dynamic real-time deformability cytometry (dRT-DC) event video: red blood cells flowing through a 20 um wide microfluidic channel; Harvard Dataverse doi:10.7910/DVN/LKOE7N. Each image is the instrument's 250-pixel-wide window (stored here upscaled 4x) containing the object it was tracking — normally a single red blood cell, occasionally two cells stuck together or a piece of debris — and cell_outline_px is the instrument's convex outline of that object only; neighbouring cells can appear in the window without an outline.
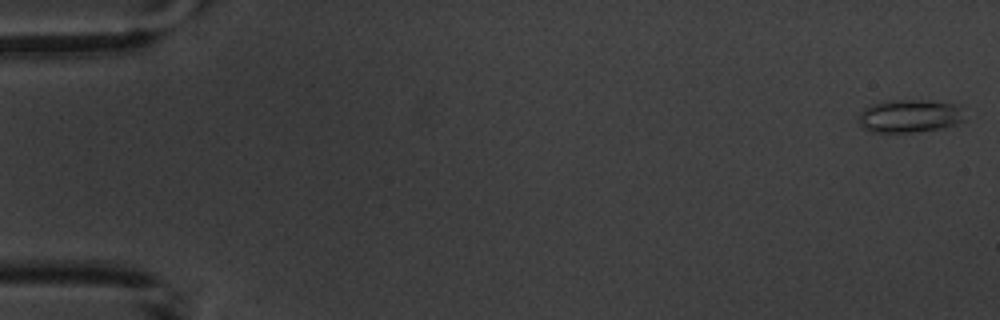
{"species": "common noctule bat (a hibernating species)", "species_latin": "Nyctalus noctula", "temperature_condition": "warm", "stored_images_in_passage": 4, "camera_frame_rate_fps": 3000, "um_per_image_px": 0.085, "animal": {"sex": "male", "body_mass_g": 20.1, "forearm_length_mm": 53.5}, "frame": {"image": 1, "passage_image": 1, "time_ms": 0.0, "image_size_px": [1000, 320], "cell_outline_px": [[968, 120], [956, 124], [940, 128], [912, 132], [872, 132], [864, 128], [860, 124], [860, 112], [864, 108], [872, 104], [888, 100], [920, 100], [956, 104]], "centroid_in_image_um": [77.33, 9.86], "position_along_channel_um": 7.7, "area_um2": 20.29}}